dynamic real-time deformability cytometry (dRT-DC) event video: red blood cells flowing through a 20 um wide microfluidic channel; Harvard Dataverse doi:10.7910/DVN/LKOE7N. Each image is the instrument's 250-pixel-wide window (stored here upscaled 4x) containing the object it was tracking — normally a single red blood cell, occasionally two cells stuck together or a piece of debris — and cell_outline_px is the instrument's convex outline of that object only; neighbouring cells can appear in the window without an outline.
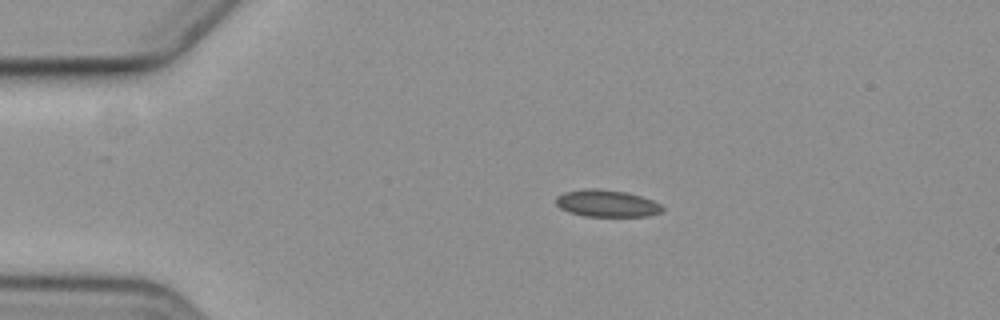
{"species": "common noctule bat (a hibernating species)", "species_latin": "Nyctalus noctula", "temperature_condition": "cold", "stored_images_in_passage": 6, "camera_frame_rate_fps": 3000, "um_per_image_px": 0.085, "animal": {"sex": "female", "body_mass_g": 19.3, "forearm_length_mm": 54.1}, "frame": {"image": 1, "passage_image": 3, "time_ms": 2.333, "image_size_px": [1000, 320], "cell_outline_px": [[664, 208], [660, 212], [648, 216], [584, 216], [568, 212], [560, 208], [556, 204], [556, 196], [564, 192], [624, 192], [640, 196], [652, 200], [660, 204]], "centroid_in_image_um": [51.61, 17.36], "position_along_channel_um": 33.4, "area_um2": 15.66}}
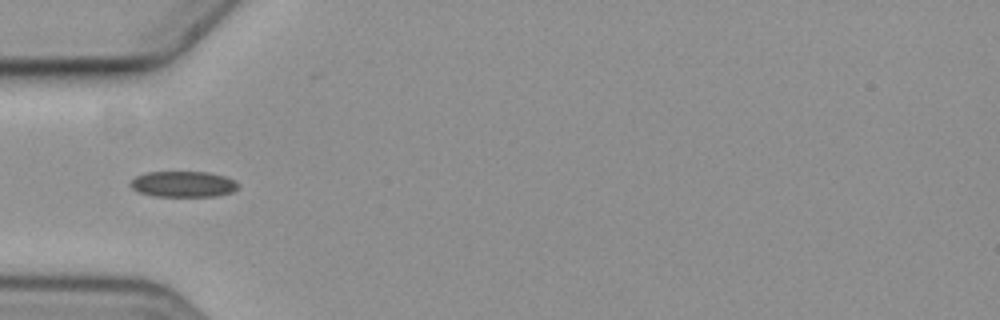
{"frame": {"image": 2, "passage_image": 5, "time_ms": 4.667, "image_size_px": [1000, 320], "cell_outline_px": [[240, 184], [232, 192], [216, 196], [152, 196], [136, 192], [128, 184], [136, 176], [148, 172], [208, 172], [224, 176]], "centroid_in_image_um": [15.53, 15.66], "position_along_channel_um": 69.5, "area_um2": 16.24}}
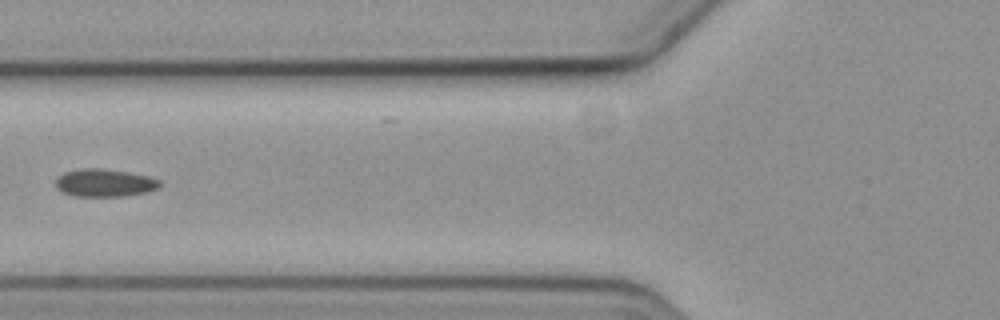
{"frame": {"image": 3, "passage_image": 6, "time_ms": 6.0, "image_size_px": [1000, 320], "cell_outline_px": [[160, 188], [148, 192], [124, 196], [76, 196], [64, 192], [56, 188], [56, 180], [64, 172], [84, 168], [100, 168], [128, 172], [148, 176], [160, 180]], "centroid_in_image_um": [8.93, 15.54], "position_along_channel_um": 116.9, "area_um2": 16.76}}